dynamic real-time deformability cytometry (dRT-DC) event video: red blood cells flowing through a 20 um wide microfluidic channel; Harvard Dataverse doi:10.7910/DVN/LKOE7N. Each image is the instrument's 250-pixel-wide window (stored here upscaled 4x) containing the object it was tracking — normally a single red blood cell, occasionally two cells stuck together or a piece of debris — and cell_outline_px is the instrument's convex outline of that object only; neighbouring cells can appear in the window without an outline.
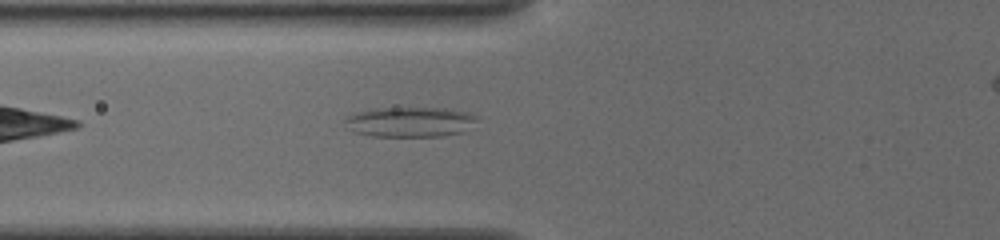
{"species": "common noctule bat (a hibernating species)", "species_latin": "Nyctalus noctula", "temperature_condition": "cold", "stored_images_in_passage": 33, "camera_frame_rate_fps": 3000, "um_per_image_px": 0.085, "animal": {"sex": "female", "body_mass_g": 19.5, "forearm_length_mm": 54.1}, "frame": {"image": 1, "passage_image": 3, "time_ms": 0.667, "image_size_px": [1000, 240], "cell_outline_px": [[476, 120], [464, 132], [440, 136], [372, 136], [356, 132], [344, 120], [348, 116], [356, 112], [372, 108], [444, 108], [476, 116]], "centroid_in_image_um": [34.83, 10.36], "position_along_channel_um": 91.0, "area_um2": 22.6}}
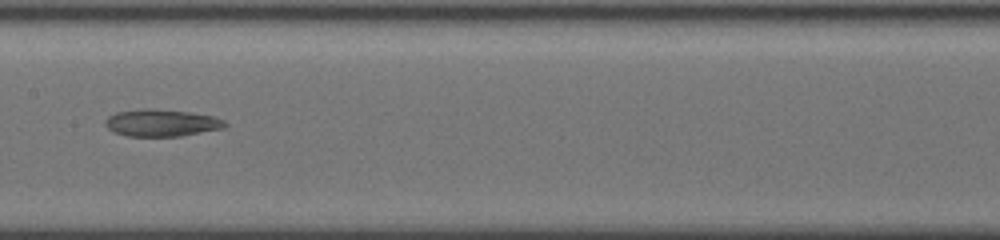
{"frame": {"image": 2, "passage_image": 11, "time_ms": 3.333, "image_size_px": [1000, 240], "cell_outline_px": [[228, 124], [224, 128], [180, 136], [128, 136], [112, 132], [104, 124], [104, 120], [108, 116], [116, 112], [144, 108], [152, 108], [188, 112], [212, 116], [224, 120]], "centroid_in_image_um": [13.69, 10.44], "position_along_channel_um": 193.7, "area_um2": 18.96}}
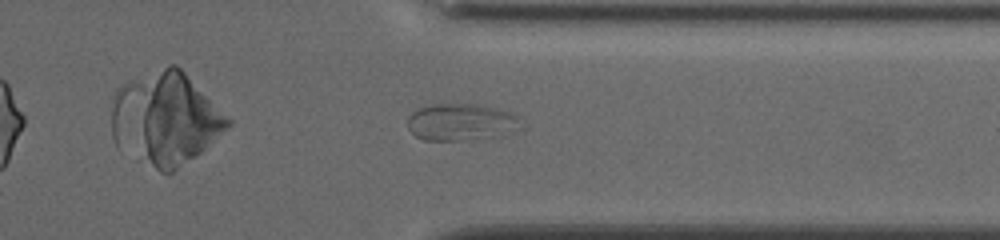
{"frame": {"image": 3, "passage_image": 25, "time_ms": 8.0, "image_size_px": [1000, 240], "cell_outline_px": [[516, 120], [472, 140], [424, 140], [416, 136], [408, 128], [408, 116], [412, 112], [420, 108], [436, 104], [480, 104], [496, 108], [508, 112], [516, 116]], "centroid_in_image_um": [38.83, 10.32], "position_along_channel_um": 372.6, "area_um2": 22.14}}